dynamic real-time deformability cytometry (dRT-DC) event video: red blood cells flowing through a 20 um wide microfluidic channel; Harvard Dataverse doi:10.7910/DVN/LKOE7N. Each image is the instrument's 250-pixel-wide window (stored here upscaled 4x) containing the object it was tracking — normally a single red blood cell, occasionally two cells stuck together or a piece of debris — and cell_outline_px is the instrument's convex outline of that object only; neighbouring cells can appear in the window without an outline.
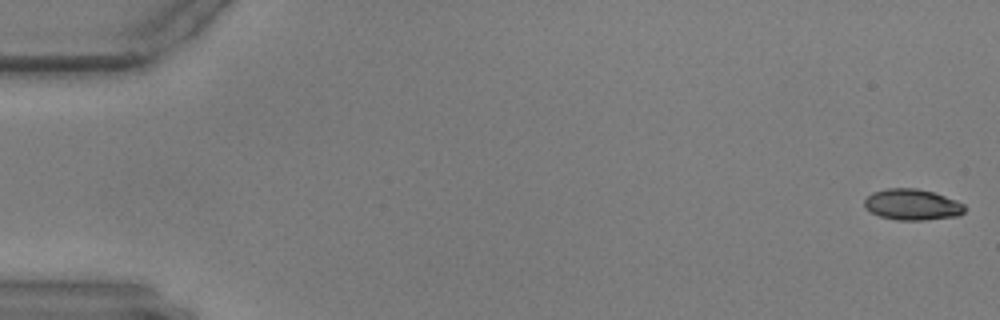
{"species": "common noctule bat (a hibernating species)", "species_latin": "Nyctalus noctula", "temperature_condition": "warm", "stored_images_in_passage": 55, "camera_frame_rate_fps": 3000, "um_per_image_px": 0.085, "animal": {"sex": "male", "body_mass_g": 17.9, "forearm_length_mm": 54.2}, "frame": {"image": 1, "passage_image": 1, "time_ms": 0.0, "image_size_px": [1000, 320], "cell_outline_px": [[968, 208], [960, 216], [924, 220], [896, 220], [880, 216], [864, 208], [864, 200], [872, 192], [888, 188], [916, 188], [932, 192], [956, 200], [964, 204]], "centroid_in_image_um": [77.56, 17.4], "position_along_channel_um": 7.4, "area_um2": 18.26}}
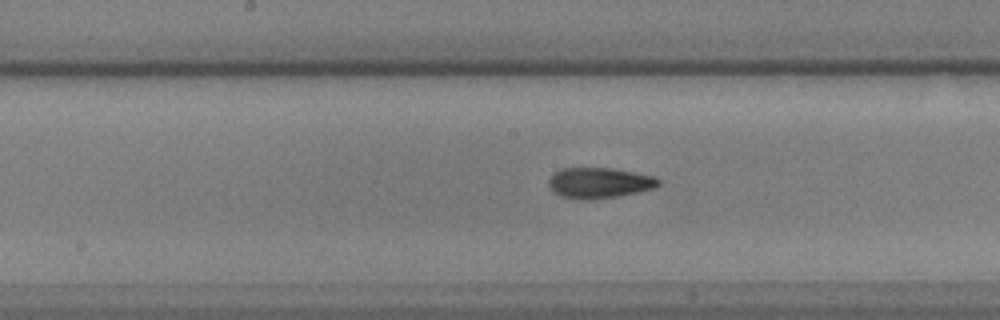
{"frame": {"image": 2, "passage_image": 30, "time_ms": 9.667, "image_size_px": [1000, 320], "cell_outline_px": [[660, 184], [652, 188], [636, 192], [616, 196], [588, 200], [580, 200], [560, 196], [552, 192], [548, 184], [548, 180], [560, 168], [612, 168], [656, 176], [660, 180]], "centroid_in_image_um": [50.91, 15.54], "position_along_channel_um": 197.3, "area_um2": 19.59}}
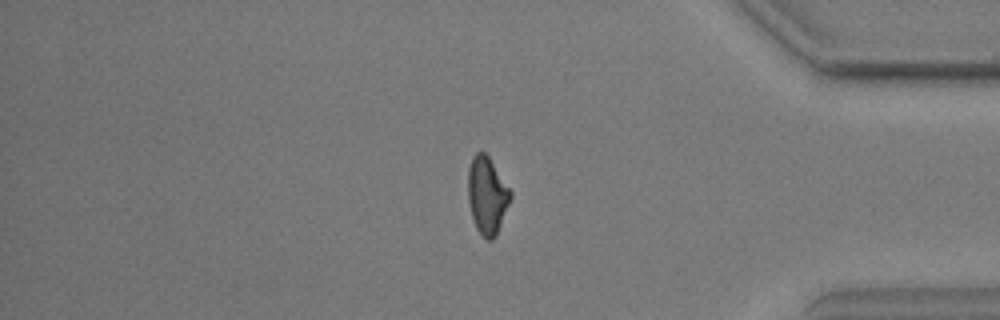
{"frame": {"image": 3, "passage_image": 49, "time_ms": 16.0, "image_size_px": [1000, 320], "cell_outline_px": [[512, 196], [496, 236], [492, 240], [488, 240], [476, 228], [472, 220], [468, 200], [468, 168], [472, 156], [476, 152], [484, 152], [488, 156], [512, 192]], "centroid_in_image_um": [41.39, 16.6], "position_along_channel_um": 393.8, "area_um2": 19.07}}